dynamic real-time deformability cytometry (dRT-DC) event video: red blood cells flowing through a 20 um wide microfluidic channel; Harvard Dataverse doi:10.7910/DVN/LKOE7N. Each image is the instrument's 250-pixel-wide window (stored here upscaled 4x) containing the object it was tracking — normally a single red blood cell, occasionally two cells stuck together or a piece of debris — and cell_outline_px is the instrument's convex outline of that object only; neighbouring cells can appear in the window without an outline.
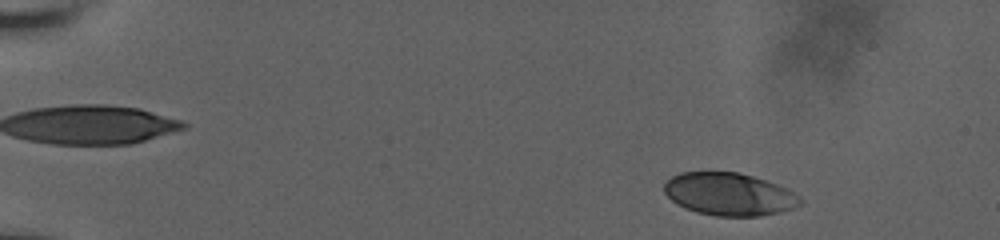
{"species": "human", "species_latin": "Homo sapiens", "temperature_condition": "room temperature", "stored_images_in_passage": 53, "camera_frame_rate_fps": 3000, "um_per_image_px": 0.085, "donor": {"sex": "male"}, "frame": {"image": 1, "passage_image": 4, "time_ms": 1.0, "image_size_px": [1000, 240], "cell_outline_px": [[804, 200], [800, 204], [792, 208], [780, 212], [760, 216], [716, 216], [696, 212], [684, 208], [676, 204], [664, 192], [664, 184], [672, 176], [680, 172], [740, 172], [776, 184], [800, 196]], "centroid_in_image_um": [61.96, 16.51], "position_along_channel_um": 23.0, "area_um2": 33.76}}
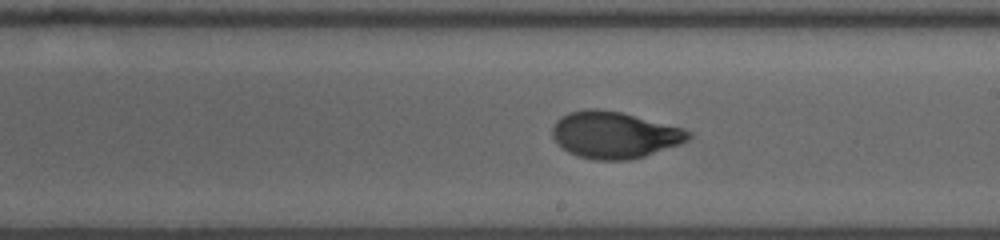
{"frame": {"image": 2, "passage_image": 31, "time_ms": 10.0, "image_size_px": [1000, 240], "cell_outline_px": [[692, 136], [688, 140], [680, 144], [644, 156], [628, 160], [592, 160], [568, 152], [552, 136], [552, 124], [560, 116], [568, 112], [584, 108], [596, 108], [620, 112], [684, 128], [692, 132]], "centroid_in_image_um": [52.22, 11.45], "position_along_channel_um": 236.8, "area_um2": 37.11}}
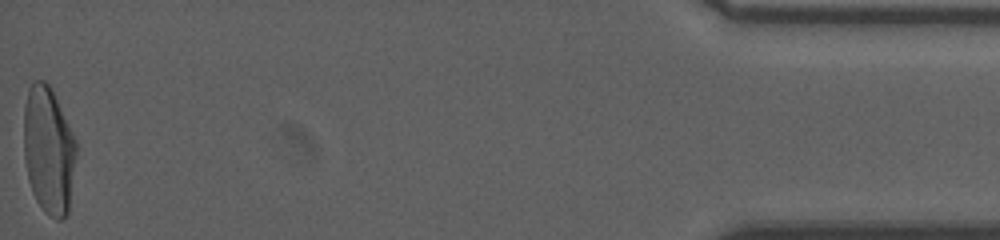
{"frame": {"image": 3, "passage_image": 53, "time_ms": 17.333, "image_size_px": [1000, 240], "cell_outline_px": [[76, 156], [68, 212], [60, 220], [56, 220], [44, 212], [36, 200], [32, 192], [28, 180], [24, 160], [24, 104], [28, 88], [36, 80], [44, 80], [48, 84], [76, 140]], "centroid_in_image_um": [4.11, 12.8], "position_along_channel_um": 431.1, "area_um2": 38.78}, "authors_computed_cell_mechanics": {"area_um2": 36.5296, "velocity_mm_per_s": 3.8192, "shape_relaxation_time_tau1_ms": 4.8292, "shape_relaxation_time_tau2_ms": 0.7934, "deformation_change_tau1": 0.2041, "deformation_change_tau2": 0.0528}}